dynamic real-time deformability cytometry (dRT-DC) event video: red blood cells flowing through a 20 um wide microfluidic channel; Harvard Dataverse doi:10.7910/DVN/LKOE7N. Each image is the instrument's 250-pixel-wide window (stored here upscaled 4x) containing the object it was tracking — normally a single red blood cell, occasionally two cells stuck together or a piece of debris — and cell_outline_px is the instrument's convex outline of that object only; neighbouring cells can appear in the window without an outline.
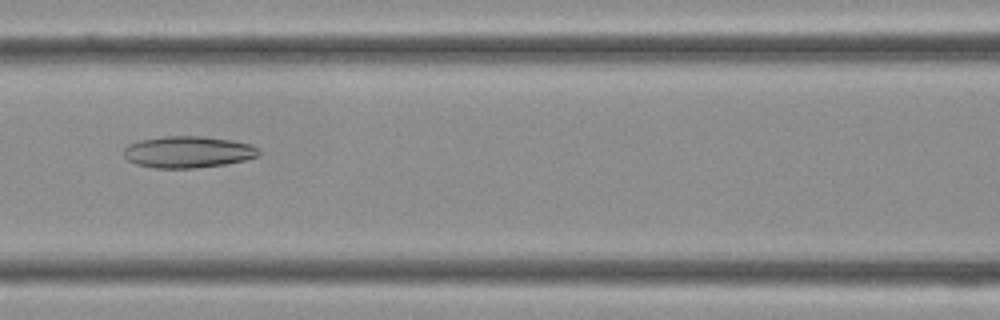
{"species": "Egyptian fruit bat (a non-hibernating species)", "species_latin": "Rousettus aegyptiacus", "temperature_condition": "cold", "stored_images_in_passage": 37, "camera_frame_rate_fps": 3000, "um_per_image_px": 0.085, "frame": {"image": 1, "passage_image": 16, "time_ms": 5.0, "image_size_px": [1000, 320], "cell_outline_px": [[260, 156], [244, 160], [224, 164], [192, 168], [152, 168], [136, 164], [128, 160], [124, 156], [124, 148], [128, 144], [140, 140], [164, 136], [200, 136], [232, 140], [252, 144], [260, 152]], "centroid_in_image_um": [15.97, 12.91], "position_along_channel_um": 150.6, "area_um2": 24.91}}
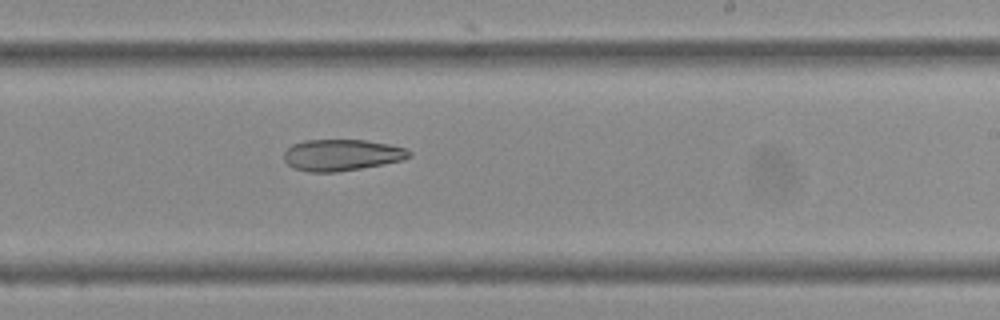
{"frame": {"image": 2, "passage_image": 22, "time_ms": 7.0, "image_size_px": [1000, 320], "cell_outline_px": [[412, 156], [404, 160], [384, 164], [336, 172], [308, 172], [292, 168], [284, 160], [284, 152], [292, 144], [304, 140], [364, 140], [388, 144], [404, 148], [412, 152]], "centroid_in_image_um": [29.04, 13.18], "position_along_channel_um": 260.0, "area_um2": 23.0}}
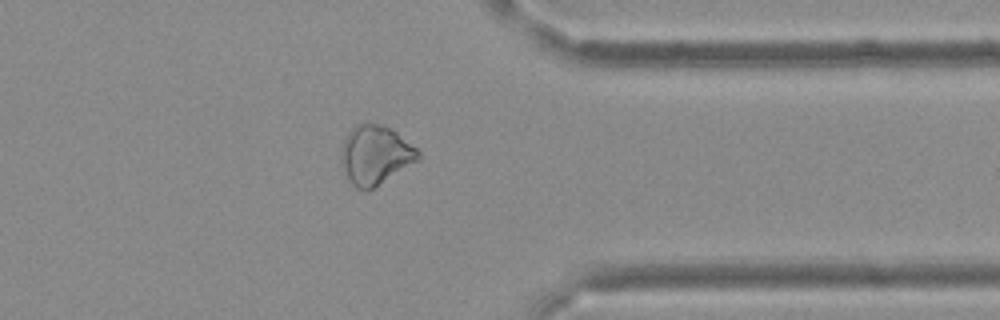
{"frame": {"image": 3, "passage_image": 29, "time_ms": 9.333, "image_size_px": [1000, 320], "cell_outline_px": [[420, 160], [368, 192], [364, 192], [356, 188], [352, 184], [340, 164], [340, 148], [348, 132], [356, 124], [376, 124], [392, 128], [416, 148], [420, 152]], "centroid_in_image_um": [31.89, 13.21], "position_along_channel_um": 379.5, "area_um2": 26.88}}